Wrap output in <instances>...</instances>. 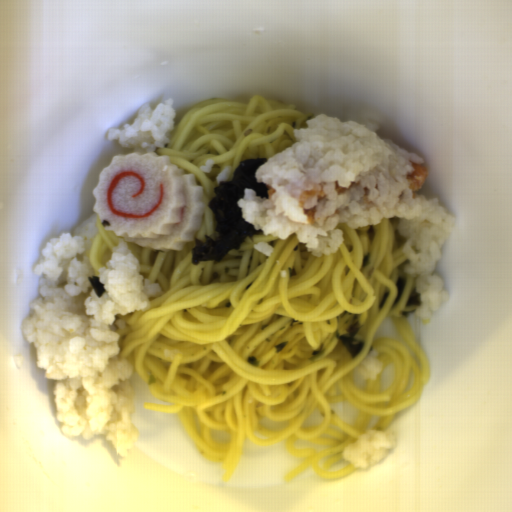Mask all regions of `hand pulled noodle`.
<instances>
[{
    "instance_id": "obj_2",
    "label": "hand pulled noodle",
    "mask_w": 512,
    "mask_h": 512,
    "mask_svg": "<svg viewBox=\"0 0 512 512\" xmlns=\"http://www.w3.org/2000/svg\"><path fill=\"white\" fill-rule=\"evenodd\" d=\"M97 230L98 234L87 256L93 268V275L100 278V270L108 264L121 240L113 231H105L99 219Z\"/></svg>"
},
{
    "instance_id": "obj_1",
    "label": "hand pulled noodle",
    "mask_w": 512,
    "mask_h": 512,
    "mask_svg": "<svg viewBox=\"0 0 512 512\" xmlns=\"http://www.w3.org/2000/svg\"><path fill=\"white\" fill-rule=\"evenodd\" d=\"M316 114L261 95L200 100L178 112L169 141L153 152L203 186L204 213L193 242L180 251H156L126 242L139 260L144 279L160 287L145 309L131 311L119 338L120 357L154 398L143 408L174 414L201 457L219 463L230 482L246 440L256 445L284 441L287 454L301 462L286 474L292 481L310 468L323 479L355 473L351 463L332 472L344 449L368 430H388L394 416L417 403L431 372L406 313L415 288L399 234L400 217L351 228L334 252L314 257L291 232L284 239L258 232L224 258L193 264L196 237H218L212 209L217 175L228 180L242 160L268 158L296 142L295 130ZM215 165L200 172L206 159ZM269 243L271 257L253 244ZM371 263L362 267L364 254ZM407 284L400 303L396 278ZM390 292L379 311L384 292ZM392 318L405 341L377 338ZM358 322L365 346L350 357L335 331ZM377 349L384 364L373 381L362 380L358 364ZM348 402L359 411L348 425L330 405ZM317 410L319 424L303 421Z\"/></svg>"
},
{
    "instance_id": "obj_3",
    "label": "hand pulled noodle",
    "mask_w": 512,
    "mask_h": 512,
    "mask_svg": "<svg viewBox=\"0 0 512 512\" xmlns=\"http://www.w3.org/2000/svg\"><path fill=\"white\" fill-rule=\"evenodd\" d=\"M419 319H420V322H422L423 324H427L429 321H430V317L426 318V319H423L419 316Z\"/></svg>"
}]
</instances>
